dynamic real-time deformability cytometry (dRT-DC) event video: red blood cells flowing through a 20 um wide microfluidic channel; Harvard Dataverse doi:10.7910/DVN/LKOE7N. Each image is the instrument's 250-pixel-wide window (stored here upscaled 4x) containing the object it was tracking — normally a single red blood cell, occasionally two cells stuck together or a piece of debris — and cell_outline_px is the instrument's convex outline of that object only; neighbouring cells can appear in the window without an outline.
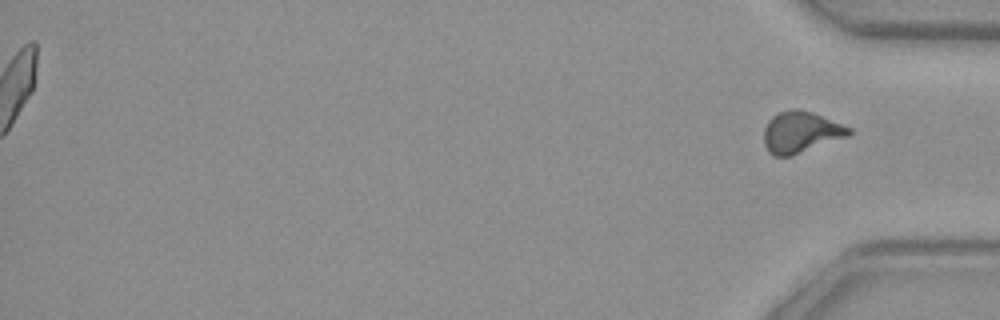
{"species": "common noctule bat (a hibernating species)", "species_latin": "Nyctalus noctula", "temperature_condition": "warm", "stored_images_in_passage": 41, "segment_of_instrument_passage": [2, 2], "camera_frame_rate_fps": 3000, "um_per_image_px": 0.085, "animal": {"sex": "female", "body_mass_g": 29.2, "forearm_length_mm": 56.3}, "frame": {"image": 1, "passage_image": 41, "time_ms": 13.333, "image_size_px": [1000, 320], "cell_outline_px": [[852, 132], [848, 136], [792, 156], [772, 156], [768, 152], [764, 144], [764, 128], [768, 120], [776, 112], [792, 108], [796, 108], [812, 112], [852, 128]], "centroid_in_image_um": [68.04, 11.23], "position_along_channel_um": 367.2, "area_um2": 20.69}}